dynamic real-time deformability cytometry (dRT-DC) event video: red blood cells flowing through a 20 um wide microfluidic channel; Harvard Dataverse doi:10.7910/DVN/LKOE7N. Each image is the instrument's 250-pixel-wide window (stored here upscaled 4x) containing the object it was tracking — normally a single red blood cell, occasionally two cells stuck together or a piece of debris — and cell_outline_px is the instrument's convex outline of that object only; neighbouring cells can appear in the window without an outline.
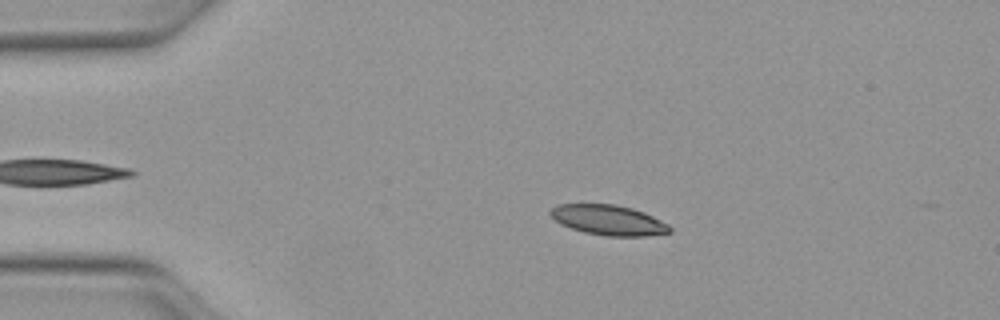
{"species": "Egyptian fruit bat (a non-hibernating species)", "species_latin": "Rousettus aegyptiacus", "temperature_condition": "warm", "stored_images_in_passage": 45, "camera_frame_rate_fps": 3000, "um_per_image_px": 0.085, "animal": {"sex": "female"}, "frame": {"image": 1, "passage_image": 11, "time_ms": 3.333, "image_size_px": [1000, 320], "cell_outline_px": [[672, 232], [644, 236], [608, 236], [584, 232], [560, 224], [548, 212], [552, 208], [560, 204], [616, 204], [632, 208], [644, 212], [668, 224], [672, 228]], "centroid_in_image_um": [51.74, 18.7], "position_along_channel_um": 33.3, "area_um2": 20.87}}
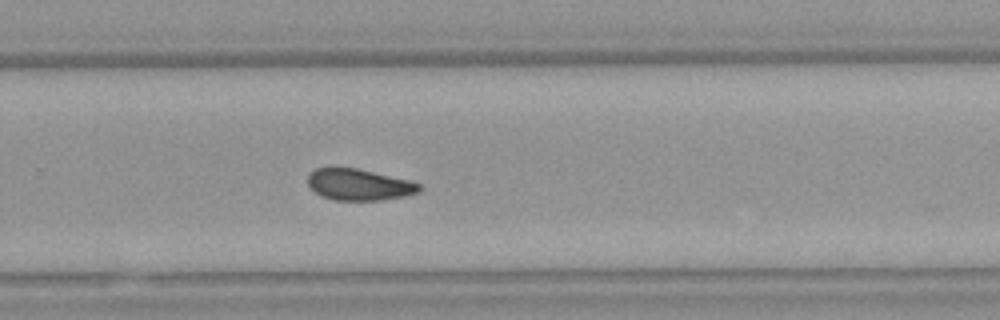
{"frame": {"image": 2, "passage_image": 34, "time_ms": 11.0, "image_size_px": [1000, 320], "cell_outline_px": [[420, 188], [416, 192], [404, 196], [384, 200], [332, 200], [320, 196], [308, 184], [308, 172], [316, 168], [328, 164], [336, 164], [356, 168], [412, 180], [420, 184]], "centroid_in_image_um": [30.43, 15.64], "position_along_channel_um": 299.4, "area_um2": 21.1}}
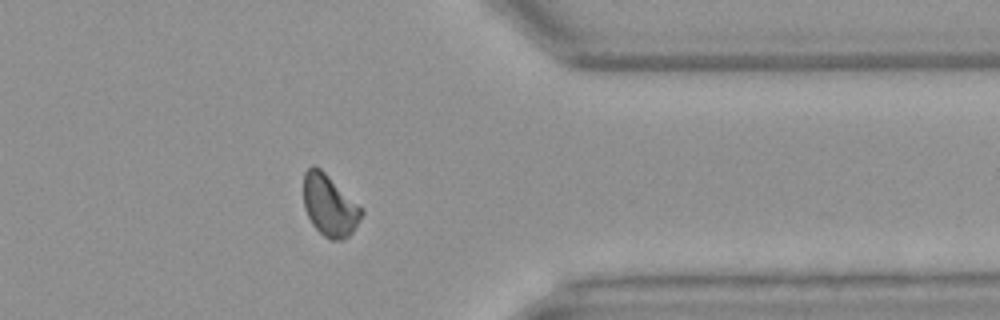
{"frame": {"image": 3, "passage_image": 41, "time_ms": 13.333, "image_size_px": [1000, 320], "cell_outline_px": [[364, 212], [352, 232], [344, 240], [328, 240], [312, 224], [304, 208], [304, 172], [312, 164], [320, 168], [360, 204], [364, 208]], "centroid_in_image_um": [28.03, 17.46], "position_along_channel_um": 383.4, "area_um2": 20.92}, "authors_computed_cell_mechanics": {"area_um2": 21.2126, "velocity_mm_per_s": 4.0983, "shape_relaxation_time_tau1_ms": 5.8333, "shape_relaxation_time_tau2_ms": 3.048, "deformation_change_tau1": 0.1405, "deformation_change_tau2": 0.0792}}